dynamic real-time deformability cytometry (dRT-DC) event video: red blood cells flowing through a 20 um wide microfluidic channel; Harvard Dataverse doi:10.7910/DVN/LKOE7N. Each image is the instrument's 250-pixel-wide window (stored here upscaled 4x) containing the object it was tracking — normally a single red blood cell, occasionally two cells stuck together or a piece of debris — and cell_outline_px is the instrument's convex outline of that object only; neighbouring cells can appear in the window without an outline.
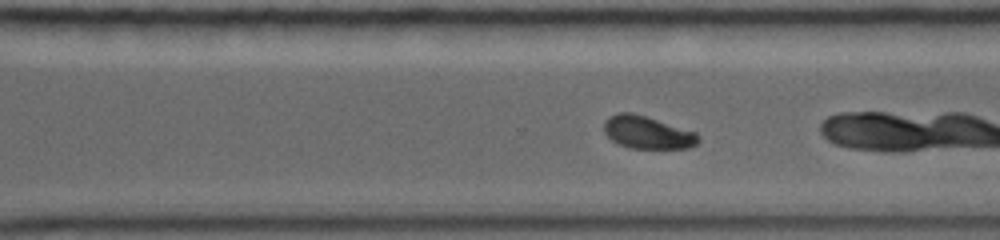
{"species": "common noctule bat (a hibernating species)", "species_latin": "Nyctalus noctula", "temperature_condition": "warm", "stored_images_in_passage": 23, "camera_frame_rate_fps": 5000, "um_per_image_px": 0.085, "animal": {"sex": "female", "body_mass_g": 19.0, "forearm_length_mm": 56.7}, "frame": {"image": 1, "passage_image": 14, "time_ms": 6.4, "image_size_px": [1000, 240], "cell_outline_px": [[700, 140], [692, 148], [628, 148], [612, 140], [604, 132], [604, 120], [608, 116], [616, 112], [632, 112], [696, 132]], "centroid_in_image_um": [55.01, 11.25], "position_along_channel_um": 315.6, "area_um2": 17.98}}